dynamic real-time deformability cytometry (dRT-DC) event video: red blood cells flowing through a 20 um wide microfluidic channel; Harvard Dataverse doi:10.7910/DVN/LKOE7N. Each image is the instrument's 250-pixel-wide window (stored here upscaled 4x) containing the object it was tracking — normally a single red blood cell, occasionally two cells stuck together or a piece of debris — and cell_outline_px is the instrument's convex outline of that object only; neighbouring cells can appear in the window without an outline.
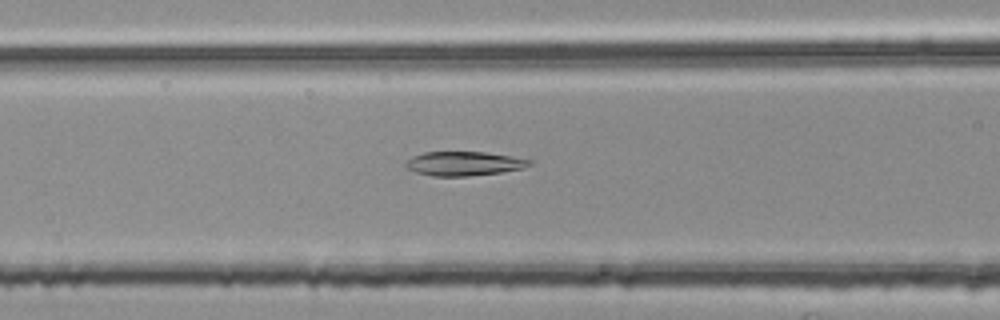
{"species": "common noctule bat (a hibernating species)", "species_latin": "Nyctalus noctula", "temperature_condition": "room temperature", "stored_images_in_passage": 43, "camera_frame_rate_fps": 3000, "um_per_image_px": 0.085, "animal": {"sex": "female", "body_mass_g": 25.1}, "frame": {"image": 1, "passage_image": 11, "time_ms": 3.333, "image_size_px": [1000, 320], "cell_outline_px": [[532, 164], [524, 168], [500, 172], [468, 176], [432, 176], [416, 172], [404, 168], [404, 164], [412, 156], [424, 152], [484, 152], [532, 160]], "centroid_in_image_um": [39.39, 13.91], "position_along_channel_um": 127.2, "area_um2": 17.34}}
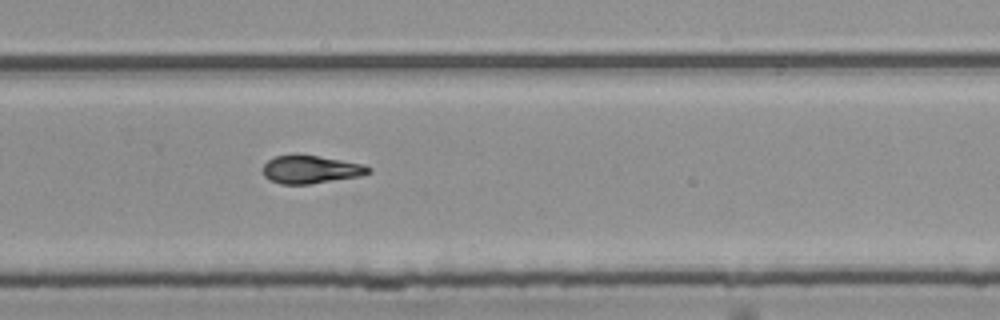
{"frame": {"image": 2, "passage_image": 25, "time_ms": 8.0, "image_size_px": [1000, 320], "cell_outline_px": [[372, 172], [360, 176], [312, 184], [280, 184], [268, 180], [264, 176], [264, 164], [268, 160], [276, 156], [292, 152], [296, 152], [364, 164], [372, 168]], "centroid_in_image_um": [26.4, 14.38], "position_along_channel_um": 303.4, "area_um2": 17.74}}
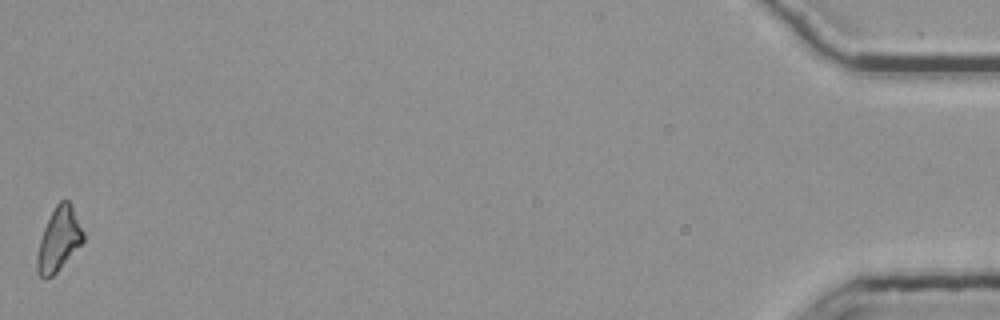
{"frame": {"image": 3, "passage_image": 43, "time_ms": 14.0, "image_size_px": [1000, 320], "cell_outline_px": [[84, 240], [56, 272], [52, 276], [40, 276], [36, 272], [36, 256], [40, 240], [44, 228], [56, 204], [60, 200], [68, 200], [72, 204], [84, 232]], "centroid_in_image_um": [5.0, 20.32], "position_along_channel_um": 430.2, "area_um2": 16.76}, "authors_computed_cell_mechanics": {"area_um2": 17.2822, "velocity_mm_per_s": 3.7848, "shape_relaxation_time_tau1_ms": 5.9244, "shape_relaxation_time_tau2_ms": 3.4774, "deformation_change_tau1": 0.1828, "deformation_change_tau2": 0.1063}}